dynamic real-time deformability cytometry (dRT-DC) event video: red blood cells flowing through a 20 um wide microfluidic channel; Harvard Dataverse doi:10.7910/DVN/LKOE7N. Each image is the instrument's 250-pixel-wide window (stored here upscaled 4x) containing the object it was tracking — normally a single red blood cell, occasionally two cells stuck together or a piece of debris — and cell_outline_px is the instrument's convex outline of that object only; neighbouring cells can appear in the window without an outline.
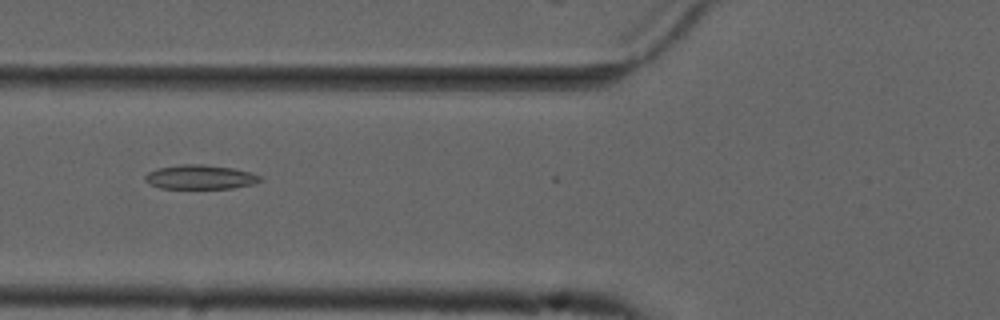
{"species": "common noctule bat (a hibernating species)", "species_latin": "Nyctalus noctula", "temperature_condition": "cold", "stored_images_in_passage": 7, "camera_frame_rate_fps": 3000, "um_per_image_px": 0.085, "animal": {"sex": "male", "forearm_length_mm": 52.5}, "frame": {"image": 1, "passage_image": 5, "time_ms": 1.333, "image_size_px": [1000, 320], "cell_outline_px": [[264, 176], [260, 180], [252, 184], [232, 188], [160, 188], [144, 180], [144, 176], [148, 172], [156, 168], [180, 164], [204, 164], [232, 168]], "centroid_in_image_um": [16.99, 15.04], "position_along_channel_um": 108.8, "area_um2": 16.18}}